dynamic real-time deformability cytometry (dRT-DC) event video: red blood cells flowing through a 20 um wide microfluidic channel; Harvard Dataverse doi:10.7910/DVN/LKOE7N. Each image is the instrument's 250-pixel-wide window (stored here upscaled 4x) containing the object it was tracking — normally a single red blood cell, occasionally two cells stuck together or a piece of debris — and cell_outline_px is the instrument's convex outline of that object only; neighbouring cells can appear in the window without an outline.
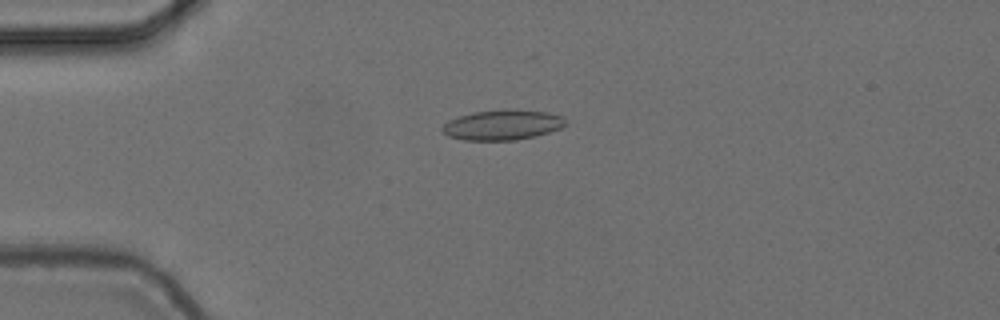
{"species": "common noctule bat (a hibernating species)", "species_latin": "Nyctalus noctula", "temperature_condition": "cold", "stored_images_in_passage": 47, "camera_frame_rate_fps": 3000, "um_per_image_px": 0.085, "animal": {"sex": "female", "body_mass_g": 24.6, "forearm_length_mm": 56.2}, "frame": {"image": 1, "passage_image": 6, "time_ms": 1.667, "image_size_px": [1000, 320], "cell_outline_px": [[568, 124], [560, 128], [536, 136], [516, 140], [464, 140], [448, 136], [440, 128], [448, 120], [472, 112], [504, 108], [512, 108], [548, 112], [560, 116]], "centroid_in_image_um": [42.7, 10.6], "position_along_channel_um": 42.3, "area_um2": 21.91}}
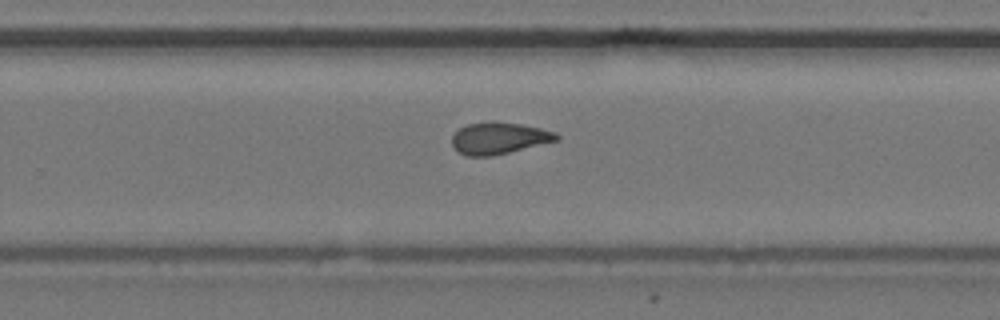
{"frame": {"image": 2, "passage_image": 28, "time_ms": 9.0, "image_size_px": [1000, 320], "cell_outline_px": [[560, 140], [508, 152], [488, 156], [464, 156], [452, 144], [452, 136], [460, 128], [468, 124], [496, 120], [520, 124], [540, 128], [556, 132], [560, 136]], "centroid_in_image_um": [42.44, 11.73], "position_along_channel_um": 287.4, "area_um2": 19.31}}
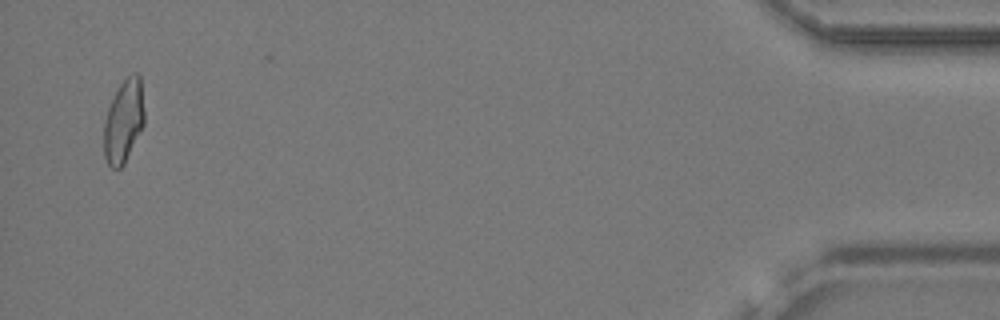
{"frame": {"image": 3, "passage_image": 46, "time_ms": 15.0, "image_size_px": [1000, 320], "cell_outline_px": [[144, 124], [124, 164], [120, 168], [112, 168], [108, 164], [104, 156], [104, 120], [108, 108], [120, 84], [132, 72], [136, 72], [140, 76], [144, 112]], "centroid_in_image_um": [10.51, 10.3], "position_along_channel_um": 424.7, "area_um2": 19.42}, "authors_computed_cell_mechanics": {"area_um2": 19.7098, "velocity_mm_per_s": 3.7071, "shape_relaxation_time_tau1_ms": null, "shape_relaxation_time_tau2_ms": 2.4459, "deformation_change_tau1": null, "deformation_change_tau2": 0.0984}}